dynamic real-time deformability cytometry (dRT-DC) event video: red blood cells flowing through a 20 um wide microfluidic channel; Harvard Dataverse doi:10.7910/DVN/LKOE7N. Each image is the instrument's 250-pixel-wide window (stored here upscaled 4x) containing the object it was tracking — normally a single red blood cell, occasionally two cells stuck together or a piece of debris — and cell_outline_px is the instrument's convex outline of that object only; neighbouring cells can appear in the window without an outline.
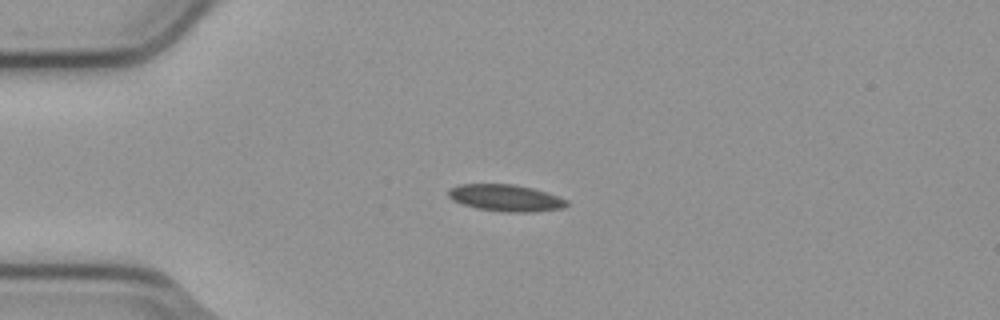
{"species": "common noctule bat (a hibernating species)", "species_latin": "Nyctalus noctula", "temperature_condition": "cold", "stored_images_in_passage": 3, "camera_frame_rate_fps": 3000, "um_per_image_px": 0.085, "animal": {"sex": "male", "body_mass_g": 23.1, "forearm_length_mm": 52.7}, "frame": {"image": 1, "passage_image": 2, "time_ms": 0.333, "image_size_px": [1000, 320], "cell_outline_px": [[568, 204], [564, 208], [528, 212], [508, 212], [476, 208], [452, 200], [448, 196], [448, 188], [460, 184], [512, 184], [532, 188], [560, 196], [568, 200]], "centroid_in_image_um": [42.99, 16.81], "position_along_channel_um": 42.0, "area_um2": 18.44}}